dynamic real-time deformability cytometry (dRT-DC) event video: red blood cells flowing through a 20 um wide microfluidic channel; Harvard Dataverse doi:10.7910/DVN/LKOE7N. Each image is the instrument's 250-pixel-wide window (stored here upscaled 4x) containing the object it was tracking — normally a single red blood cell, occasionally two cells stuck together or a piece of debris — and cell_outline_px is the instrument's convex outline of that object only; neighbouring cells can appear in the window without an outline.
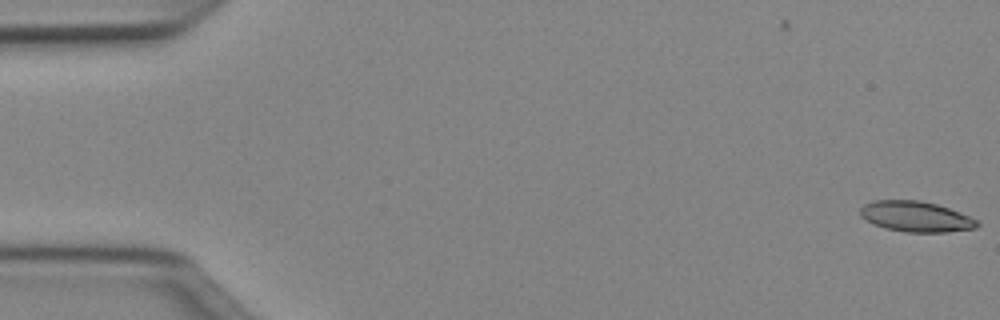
{"species": "Egyptian fruit bat (a non-hibernating species)", "species_latin": "Rousettus aegyptiacus", "temperature_condition": "cold", "stored_images_in_passage": 2, "camera_frame_rate_fps": 3000, "um_per_image_px": 0.085, "animal": {"sex": "female"}, "frame": {"image": 1, "passage_image": 2, "time_ms": 0.333, "image_size_px": [1000, 320], "cell_outline_px": [[980, 224], [976, 228], [944, 232], [904, 232], [884, 228], [872, 224], [860, 216], [860, 208], [864, 204], [872, 200], [920, 200], [936, 204], [948, 208], [968, 216], [976, 220]], "centroid_in_image_um": [77.79, 18.41], "position_along_channel_um": 7.2, "area_um2": 20.81}}